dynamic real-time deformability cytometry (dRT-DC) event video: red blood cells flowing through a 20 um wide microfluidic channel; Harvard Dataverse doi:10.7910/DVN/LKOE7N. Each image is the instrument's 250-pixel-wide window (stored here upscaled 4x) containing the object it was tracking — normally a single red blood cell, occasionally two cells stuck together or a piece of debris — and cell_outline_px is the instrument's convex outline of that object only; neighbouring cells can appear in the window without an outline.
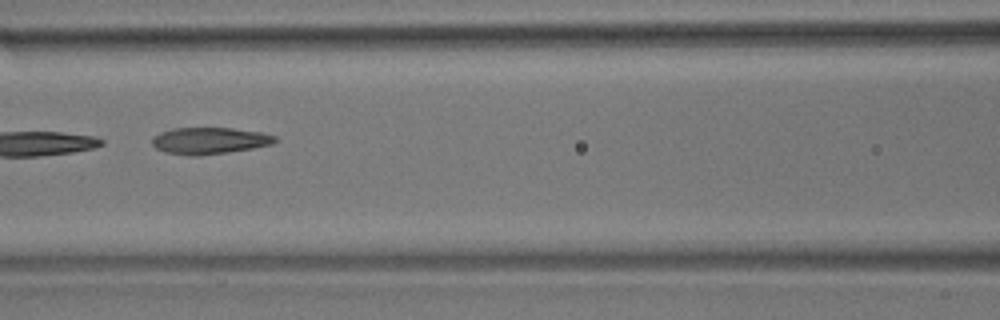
{"species": "common noctule bat (a hibernating species)", "species_latin": "Nyctalus noctula", "temperature_condition": "room temperature", "stored_images_in_passage": 7, "camera_frame_rate_fps": 3000, "um_per_image_px": 0.085, "animal": {"sex": "male", "body_mass_g": 17.9}, "frame": {"image": 1, "passage_image": 7, "time_ms": 7.0, "image_size_px": [1000, 320], "cell_outline_px": [[276, 140], [272, 144], [252, 148], [228, 152], [200, 156], [188, 156], [164, 152], [156, 148], [152, 144], [152, 136], [160, 132], [172, 128], [232, 128], [260, 132], [276, 136]], "centroid_in_image_um": [17.76, 11.96], "position_along_channel_um": 148.8, "area_um2": 19.19}}